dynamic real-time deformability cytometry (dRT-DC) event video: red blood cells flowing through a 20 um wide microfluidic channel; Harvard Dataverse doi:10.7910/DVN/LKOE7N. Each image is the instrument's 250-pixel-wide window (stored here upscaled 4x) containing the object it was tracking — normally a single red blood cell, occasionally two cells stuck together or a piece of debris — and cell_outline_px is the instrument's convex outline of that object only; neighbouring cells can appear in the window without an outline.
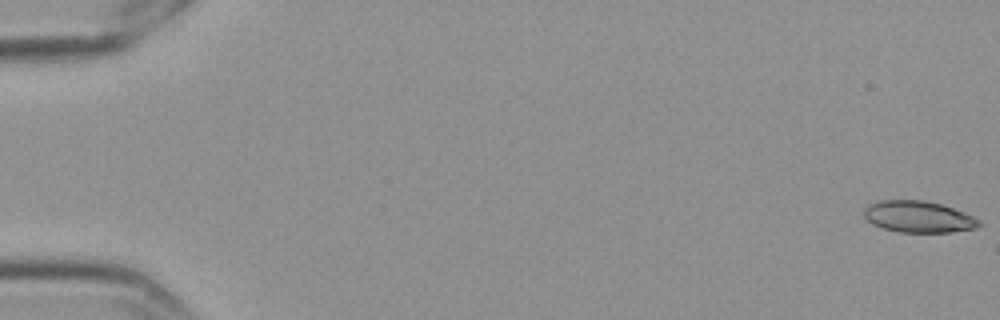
{"species": "Egyptian fruit bat (a non-hibernating species)", "species_latin": "Rousettus aegyptiacus", "temperature_condition": "cold", "stored_images_in_passage": 58, "camera_frame_rate_fps": 3000, "um_per_image_px": 0.085, "frame": {"image": 1, "passage_image": 1, "time_ms": 0.0, "image_size_px": [1000, 320], "cell_outline_px": [[980, 224], [976, 228], [952, 232], [900, 232], [884, 228], [872, 224], [864, 216], [864, 208], [868, 204], [880, 200], [924, 200], [940, 204], [964, 212], [980, 220]], "centroid_in_image_um": [78.05, 18.42], "position_along_channel_um": 7.0, "area_um2": 21.04}}
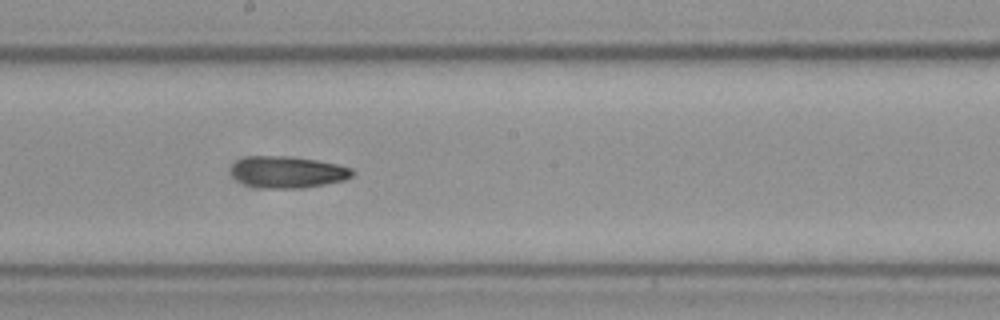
{"frame": {"image": 2, "passage_image": 33, "time_ms": 10.667, "image_size_px": [1000, 320], "cell_outline_px": [[356, 172], [352, 176], [344, 180], [324, 184], [300, 188], [264, 188], [248, 184], [232, 176], [232, 164], [248, 156], [288, 156], [316, 160], [336, 164], [352, 168]], "centroid_in_image_um": [24.49, 14.62], "position_along_channel_um": 223.7, "area_um2": 22.02}}
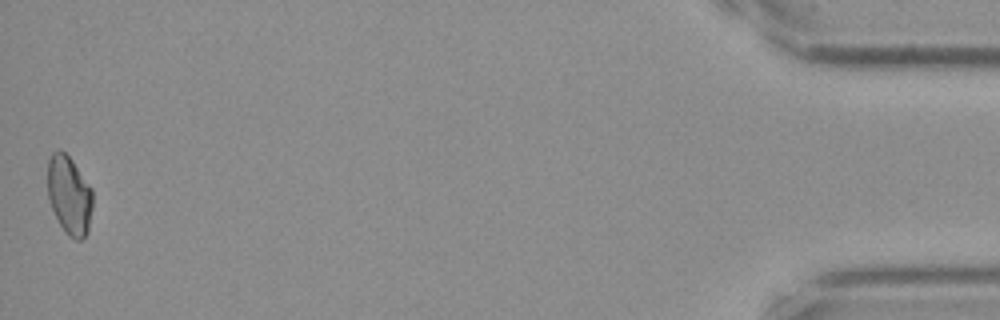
{"frame": {"image": 3, "passage_image": 58, "time_ms": 19.0, "image_size_px": [1000, 320], "cell_outline_px": [[92, 208], [88, 232], [80, 240], [76, 240], [68, 236], [64, 232], [52, 208], [48, 196], [48, 160], [52, 152], [60, 148], [72, 160], [92, 188]], "centroid_in_image_um": [5.89, 16.59], "position_along_channel_um": 429.3, "area_um2": 20.69}}